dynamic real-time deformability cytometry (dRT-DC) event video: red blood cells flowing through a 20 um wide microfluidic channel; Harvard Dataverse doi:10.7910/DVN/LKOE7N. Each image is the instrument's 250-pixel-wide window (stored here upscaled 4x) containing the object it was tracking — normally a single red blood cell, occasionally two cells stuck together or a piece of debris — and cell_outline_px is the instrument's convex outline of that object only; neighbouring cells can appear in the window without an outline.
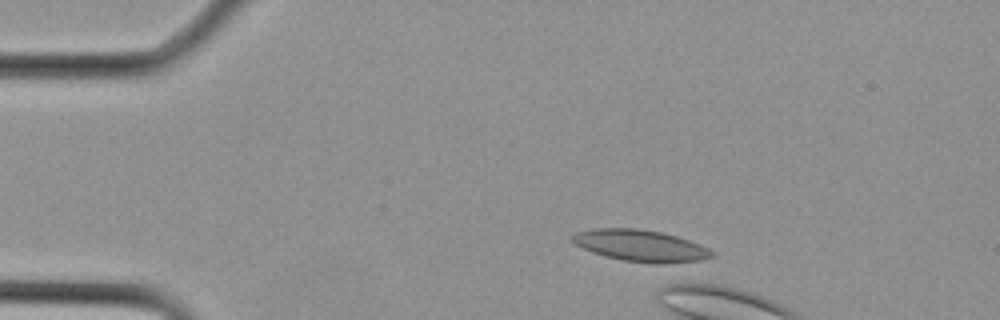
{"species": "Egyptian fruit bat (a non-hibernating species)", "species_latin": "Rousettus aegyptiacus", "temperature_condition": "cold", "stored_images_in_passage": 7, "camera_frame_rate_fps": 3000, "um_per_image_px": 0.085, "animal": {"sex": "female"}, "frame": {"image": 1, "passage_image": 5, "time_ms": 1.333, "image_size_px": [1000, 320], "cell_outline_px": [[716, 256], [704, 260], [660, 264], [624, 260], [604, 256], [592, 252], [576, 244], [568, 236], [576, 232], [596, 228], [636, 228], [660, 232], [676, 236], [700, 244], [716, 252]], "centroid_in_image_um": [54.48, 20.88], "position_along_channel_um": 30.5, "area_um2": 25.78}}